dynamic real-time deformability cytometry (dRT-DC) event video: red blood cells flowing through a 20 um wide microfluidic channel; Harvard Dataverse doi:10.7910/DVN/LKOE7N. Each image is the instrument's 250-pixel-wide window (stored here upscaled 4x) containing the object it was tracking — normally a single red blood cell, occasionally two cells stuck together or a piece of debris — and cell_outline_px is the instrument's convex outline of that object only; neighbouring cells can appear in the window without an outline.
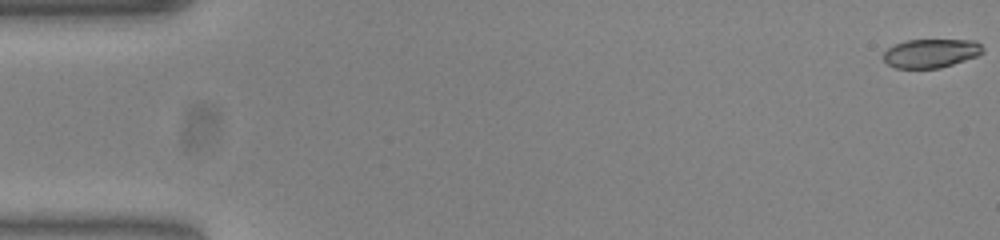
{"species": "common noctule bat (a hibernating species)", "species_latin": "Nyctalus noctula", "temperature_condition": "warm", "stored_images_in_passage": 54, "camera_frame_rate_fps": 3000, "um_per_image_px": 0.085, "animal": {"sex": "female", "body_mass_g": 23.0, "forearm_length_mm": 53.4}, "frame": {"image": 1, "passage_image": 1, "time_ms": 0.0, "image_size_px": [1000, 240], "cell_outline_px": [[984, 52], [976, 56], [940, 68], [896, 68], [888, 64], [884, 60], [884, 52], [888, 48], [896, 44], [908, 40], [976, 40], [984, 48]], "centroid_in_image_um": [79.15, 4.52], "position_along_channel_um": 5.9, "area_um2": 16.53}}
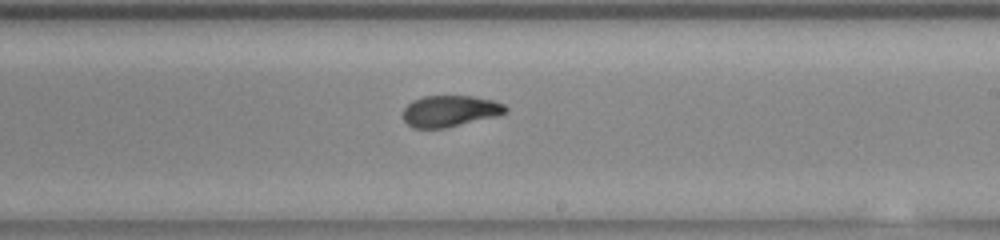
{"frame": {"image": 2, "passage_image": 32, "time_ms": 10.333, "image_size_px": [1000, 240], "cell_outline_px": [[508, 112], [496, 116], [444, 128], [412, 128], [404, 120], [404, 108], [412, 100], [424, 96], [472, 96], [492, 100], [504, 104], [508, 108]], "centroid_in_image_um": [38.25, 9.43], "position_along_channel_um": 250.7, "area_um2": 18.61}}
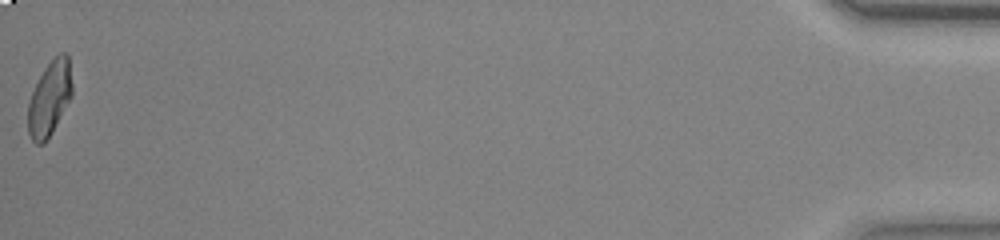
{"frame": {"image": 3, "passage_image": 54, "time_ms": 17.667, "image_size_px": [1000, 240], "cell_outline_px": [[72, 96], [52, 132], [44, 144], [36, 144], [32, 140], [28, 132], [28, 104], [32, 92], [44, 68], [60, 52], [64, 52], [68, 56], [72, 84]], "centroid_in_image_um": [4.21, 8.38], "position_along_channel_um": 431.0, "area_um2": 19.02}, "authors_computed_cell_mechanics": {"area_um2": 19.074, "velocity_mm_per_s": 3.8607, "shape_relaxation_time_tau1_ms": null, "shape_relaxation_time_tau2_ms": 1.128, "deformation_change_tau1": null, "deformation_change_tau2": 0.0675}}